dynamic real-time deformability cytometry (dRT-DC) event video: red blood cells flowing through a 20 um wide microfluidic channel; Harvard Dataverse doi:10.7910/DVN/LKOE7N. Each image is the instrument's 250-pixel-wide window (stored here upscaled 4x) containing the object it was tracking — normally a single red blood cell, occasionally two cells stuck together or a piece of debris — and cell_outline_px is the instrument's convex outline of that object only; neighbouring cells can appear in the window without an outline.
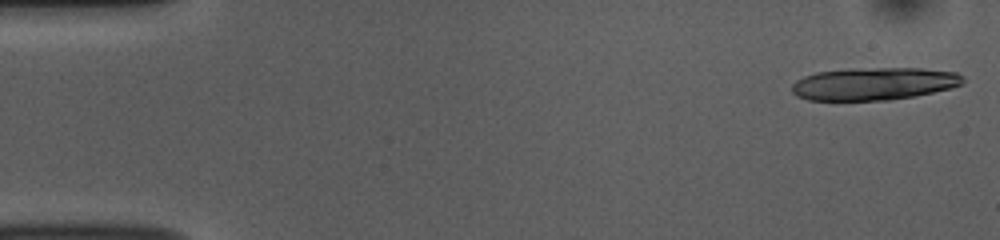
{"species": "common noctule bat (a hibernating species)", "species_latin": "Nyctalus noctula", "temperature_condition": "room temperature", "stored_images_in_passage": 16, "camera_frame_rate_fps": 3000, "um_per_image_px": 0.085, "animal": {"sex": "female", "body_mass_g": 10.0, "forearm_length_mm": 53.1}, "frame": {"image": 1, "passage_image": 1, "time_ms": 0.0, "image_size_px": [1000, 240], "cell_outline_px": [[964, 84], [952, 88], [916, 96], [888, 100], [808, 100], [796, 96], [792, 92], [792, 84], [796, 80], [804, 76], [816, 72], [848, 68], [920, 68], [956, 72], [964, 76]], "centroid_in_image_um": [74.3, 7.11], "position_along_channel_um": 10.7, "area_um2": 32.89}}